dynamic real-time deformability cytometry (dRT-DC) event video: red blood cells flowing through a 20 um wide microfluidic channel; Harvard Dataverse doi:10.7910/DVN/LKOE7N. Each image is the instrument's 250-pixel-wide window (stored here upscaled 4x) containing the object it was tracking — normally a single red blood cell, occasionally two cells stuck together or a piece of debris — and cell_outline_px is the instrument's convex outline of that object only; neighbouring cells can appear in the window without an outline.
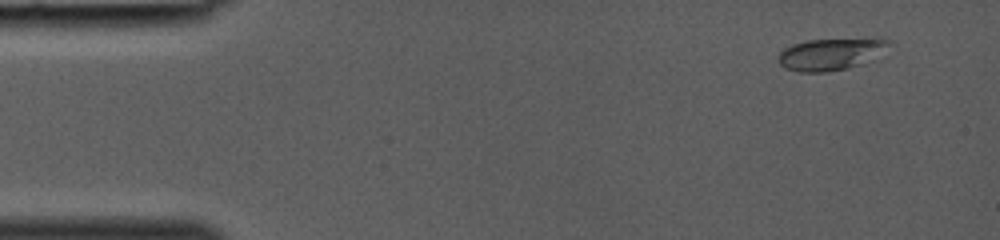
{"species": "common noctule bat (a hibernating species)", "species_latin": "Nyctalus noctula", "temperature_condition": "room temperature", "stored_images_in_passage": 33, "camera_frame_rate_fps": 3000, "um_per_image_px": 0.085, "animal": {"sex": "female", "body_mass_g": 19.0, "forearm_length_mm": 53.3}, "frame": {"image": 1, "passage_image": 1, "time_ms": 0.0, "image_size_px": [1000, 240], "cell_outline_px": [[892, 44], [860, 64], [848, 68], [828, 72], [800, 72], [784, 68], [780, 64], [780, 52], [784, 48], [792, 44], [808, 40], [888, 40]], "centroid_in_image_um": [70.49, 4.63], "position_along_channel_um": 14.5, "area_um2": 19.59}}
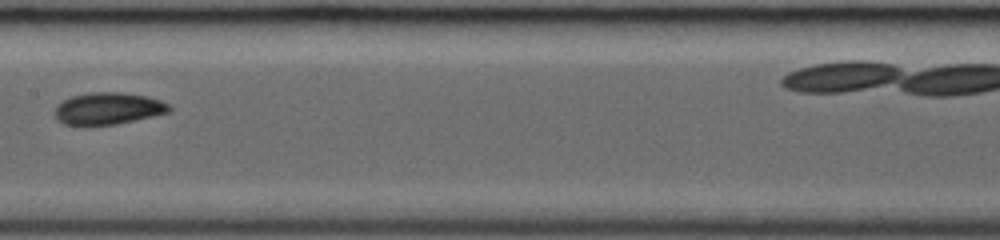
{"frame": {"image": 2, "passage_image": 18, "time_ms": 5.667, "image_size_px": [1000, 240], "cell_outline_px": [[172, 108], [168, 112], [152, 116], [116, 124], [88, 128], [80, 128], [64, 124], [52, 112], [56, 104], [72, 96], [92, 92], [124, 92], [148, 96], [160, 100], [168, 104]], "centroid_in_image_um": [9.12, 9.25], "position_along_channel_um": 198.3, "area_um2": 21.96}}
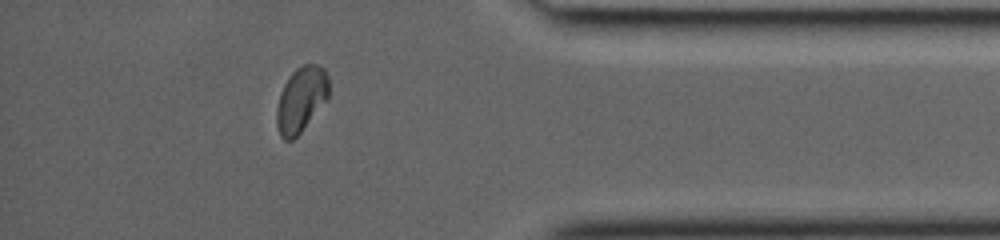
{"frame": {"image": 3, "passage_image": 31, "time_ms": 10.0, "image_size_px": [1000, 240], "cell_outline_px": [[328, 100], [300, 132], [292, 140], [284, 140], [280, 136], [276, 124], [276, 108], [280, 92], [284, 84], [292, 72], [296, 68], [304, 64], [316, 64], [324, 68], [328, 76]], "centroid_in_image_um": [25.59, 8.45], "position_along_channel_um": 409.6, "area_um2": 19.94}}